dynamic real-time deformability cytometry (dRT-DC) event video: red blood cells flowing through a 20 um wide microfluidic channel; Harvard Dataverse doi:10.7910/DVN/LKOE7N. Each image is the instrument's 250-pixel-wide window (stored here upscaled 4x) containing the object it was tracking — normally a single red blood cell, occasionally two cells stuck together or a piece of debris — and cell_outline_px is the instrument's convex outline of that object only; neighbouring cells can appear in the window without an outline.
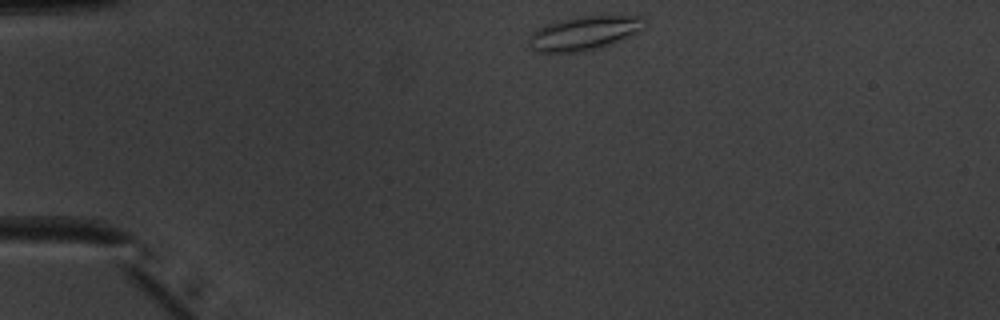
{"species": "common noctule bat (a hibernating species)", "species_latin": "Nyctalus noctula", "temperature_condition": "warm", "stored_images_in_passage": 41, "camera_frame_rate_fps": 3000, "um_per_image_px": 0.085, "animal": {"sex": "male", "body_mass_g": 20.1, "forearm_length_mm": 53.5}, "frame": {"image": 1, "passage_image": 1, "time_ms": 0.0, "image_size_px": [1000, 320], "cell_outline_px": [[648, 20], [644, 28], [640, 32], [592, 48], [576, 52], [532, 52], [528, 44], [528, 36], [532, 32], [548, 24], [564, 20], [584, 16], [640, 16]], "centroid_in_image_um": [49.62, 2.81], "position_along_channel_um": 35.4, "area_um2": 22.25}}
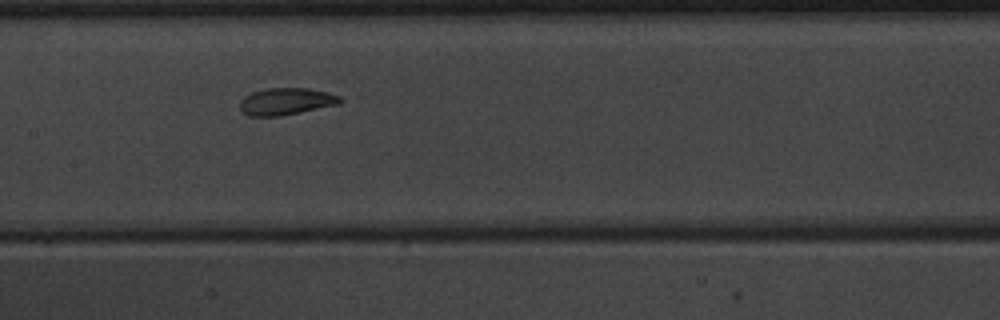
{"frame": {"image": 2, "passage_image": 16, "time_ms": 5.0, "image_size_px": [1000, 320], "cell_outline_px": [[344, 100], [340, 104], [280, 116], [248, 116], [240, 108], [240, 100], [244, 96], [252, 92], [264, 88], [308, 88], [328, 92], [340, 96]], "centroid_in_image_um": [24.33, 8.61], "position_along_channel_um": 183.1, "area_um2": 15.9}}
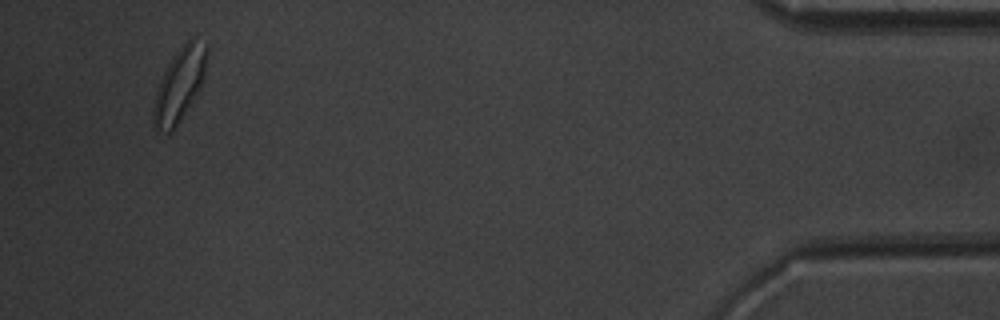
{"frame": {"image": 3, "passage_image": 39, "time_ms": 12.667, "image_size_px": [1000, 320], "cell_outline_px": [[208, 52], [204, 72], [200, 88], [172, 132], [156, 132], [152, 124], [152, 108], [156, 92], [160, 80], [172, 56], [188, 40], [192, 40], [208, 44]], "centroid_in_image_um": [15.21, 7.25], "position_along_channel_um": 420.0, "area_um2": 22.48}, "authors_computed_cell_mechanics": {"area_um2": 15.8372, "velocity_mm_per_s": 3.965, "shape_relaxation_time_tau1_ms": 5.069, "shape_relaxation_time_tau2_ms": 1.6673, "deformation_change_tau1": 0.1383, "deformation_change_tau2": 0.0647}}